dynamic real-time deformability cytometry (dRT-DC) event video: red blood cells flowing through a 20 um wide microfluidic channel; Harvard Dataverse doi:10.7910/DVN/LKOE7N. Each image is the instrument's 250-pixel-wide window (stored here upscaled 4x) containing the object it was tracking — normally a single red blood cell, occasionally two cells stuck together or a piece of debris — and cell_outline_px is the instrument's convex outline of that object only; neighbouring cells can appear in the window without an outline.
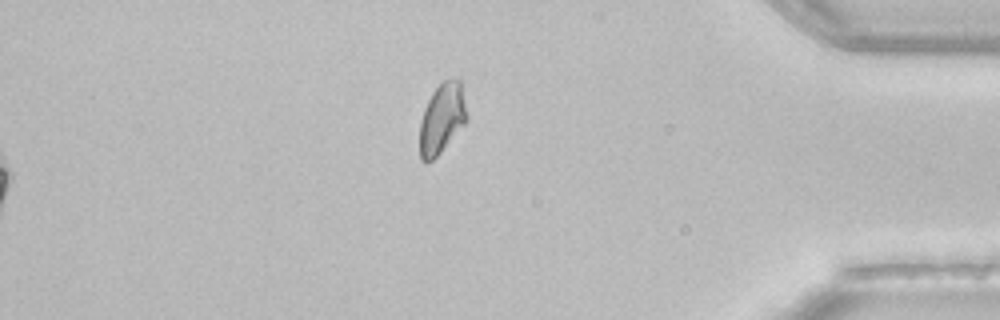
{"species": "common noctule bat (a hibernating species)", "species_latin": "Nyctalus noctula", "temperature_condition": "room temperature", "stored_images_in_passage": 51, "segment_of_instrument_passage": [2, 2], "camera_frame_rate_fps": 3000, "um_per_image_px": 0.085, "animal": {"sex": "female", "body_mass_g": 22.7, "forearm_length_mm": 54.2}, "frame": {"image": 1, "passage_image": 51, "time_ms": 16.667, "image_size_px": [1000, 320], "cell_outline_px": [[468, 120], [440, 152], [432, 160], [420, 160], [420, 120], [424, 108], [432, 92], [444, 80], [460, 80], [468, 116]], "centroid_in_image_um": [37.56, 10.06], "position_along_channel_um": 397.6, "area_um2": 18.96}}